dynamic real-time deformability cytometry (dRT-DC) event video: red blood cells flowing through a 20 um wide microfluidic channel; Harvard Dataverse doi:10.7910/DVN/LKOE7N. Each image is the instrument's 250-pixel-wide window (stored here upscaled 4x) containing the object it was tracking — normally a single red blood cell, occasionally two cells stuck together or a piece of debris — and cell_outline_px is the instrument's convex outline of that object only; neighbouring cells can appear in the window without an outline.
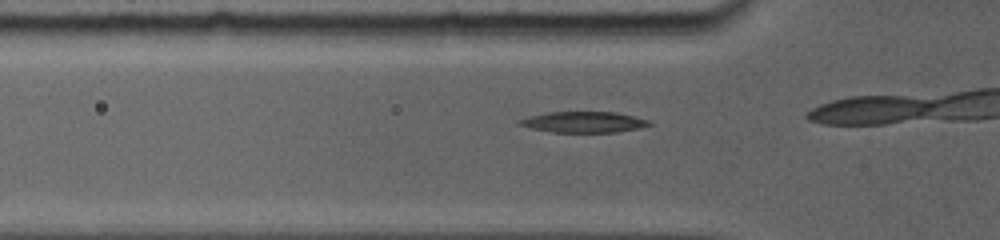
{"species": "common noctule bat (a hibernating species)", "species_latin": "Nyctalus noctula", "temperature_condition": "room temperature", "stored_images_in_passage": 5, "camera_frame_rate_fps": 5000, "um_per_image_px": 0.085, "animal": {"sex": "female", "body_mass_g": 19.0, "forearm_length_mm": 56.7}, "frame": {"image": 1, "passage_image": 2, "time_ms": 0.4, "image_size_px": [1000, 240], "cell_outline_px": [[652, 124], [640, 128], [616, 132], [552, 132], [532, 128], [516, 124], [516, 120], [528, 116], [544, 112], [616, 112], [652, 120]], "centroid_in_image_um": [49.6, 10.37], "position_along_channel_um": 76.2, "area_um2": 16.01}}